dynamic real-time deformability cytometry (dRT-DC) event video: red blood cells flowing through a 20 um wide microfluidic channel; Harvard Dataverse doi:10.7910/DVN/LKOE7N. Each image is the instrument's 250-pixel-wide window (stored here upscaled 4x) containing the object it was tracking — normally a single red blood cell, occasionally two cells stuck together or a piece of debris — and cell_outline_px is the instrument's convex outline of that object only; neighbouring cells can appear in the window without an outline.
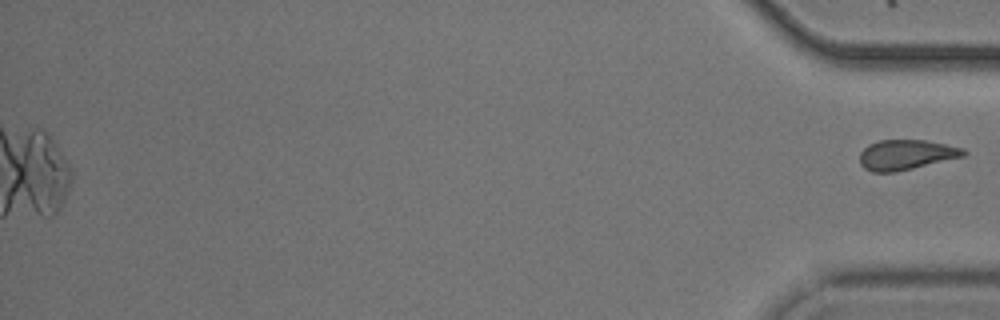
{"species": "common noctule bat (a hibernating species)", "species_latin": "Nyctalus noctula", "temperature_condition": "cold", "stored_images_in_passage": 42, "camera_frame_rate_fps": 3000, "um_per_image_px": 0.085, "animal": {"sex": "male", "body_mass_g": 20.5, "forearm_length_mm": 52.5}, "frame": {"image": 1, "passage_image": 42, "time_ms": 13.667, "image_size_px": [1000, 320], "cell_outline_px": [[968, 152], [964, 156], [896, 172], [872, 172], [864, 168], [860, 164], [860, 152], [868, 144], [880, 140], [924, 140], [964, 148]], "centroid_in_image_um": [77.0, 13.15], "position_along_channel_um": 358.2, "area_um2": 18.15}}